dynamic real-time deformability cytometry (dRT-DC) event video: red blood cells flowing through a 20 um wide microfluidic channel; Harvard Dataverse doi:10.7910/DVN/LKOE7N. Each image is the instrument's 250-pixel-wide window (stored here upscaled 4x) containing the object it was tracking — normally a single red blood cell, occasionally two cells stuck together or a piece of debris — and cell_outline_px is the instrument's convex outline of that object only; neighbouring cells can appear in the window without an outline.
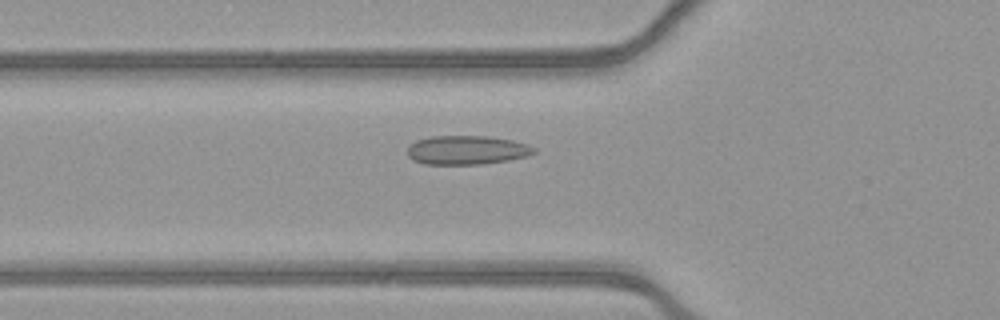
{"species": "common noctule bat (a hibernating species)", "species_latin": "Nyctalus noctula", "temperature_condition": "warm", "stored_images_in_passage": 54, "camera_frame_rate_fps": 3000, "um_per_image_px": 0.085, "animal": {"sex": "female", "body_mass_g": 21.9}, "frame": {"image": 1, "passage_image": 20, "time_ms": 6.333, "image_size_px": [1000, 320], "cell_outline_px": [[536, 152], [528, 156], [508, 160], [480, 164], [424, 164], [412, 160], [408, 156], [408, 148], [416, 140], [432, 136], [488, 136], [512, 140], [528, 144], [536, 148]], "centroid_in_image_um": [39.7, 12.75], "position_along_channel_um": 86.1, "area_um2": 21.39}}
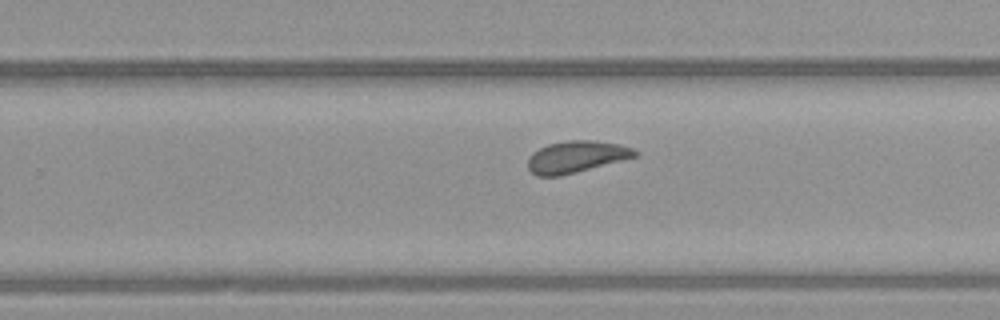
{"frame": {"image": 2, "passage_image": 35, "time_ms": 11.333, "image_size_px": [1000, 320], "cell_outline_px": [[640, 156], [560, 176], [536, 176], [528, 168], [528, 156], [532, 152], [548, 144], [568, 140], [592, 140], [620, 144], [632, 148], [640, 152]], "centroid_in_image_um": [49.01, 13.32], "position_along_channel_um": 280.8, "area_um2": 20.0}}
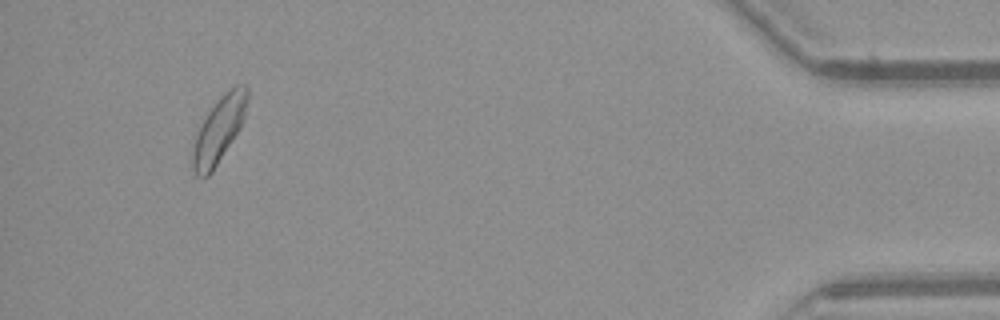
{"frame": {"image": 3, "passage_image": 51, "time_ms": 16.667, "image_size_px": [1000, 320], "cell_outline_px": [[248, 100], [244, 120], [232, 140], [212, 172], [208, 176], [196, 176], [192, 168], [192, 144], [200, 124], [216, 100], [224, 92], [236, 84], [244, 84], [248, 88]], "centroid_in_image_um": [18.6, 10.99], "position_along_channel_um": 416.6, "area_um2": 21.04}, "authors_computed_cell_mechanics": {"area_um2": 20.519, "velocity_mm_per_s": 3.8799, "shape_relaxation_time_tau1_ms": null, "shape_relaxation_time_tau2_ms": 0.979, "deformation_change_tau1": null, "deformation_change_tau2": 0.0827}}